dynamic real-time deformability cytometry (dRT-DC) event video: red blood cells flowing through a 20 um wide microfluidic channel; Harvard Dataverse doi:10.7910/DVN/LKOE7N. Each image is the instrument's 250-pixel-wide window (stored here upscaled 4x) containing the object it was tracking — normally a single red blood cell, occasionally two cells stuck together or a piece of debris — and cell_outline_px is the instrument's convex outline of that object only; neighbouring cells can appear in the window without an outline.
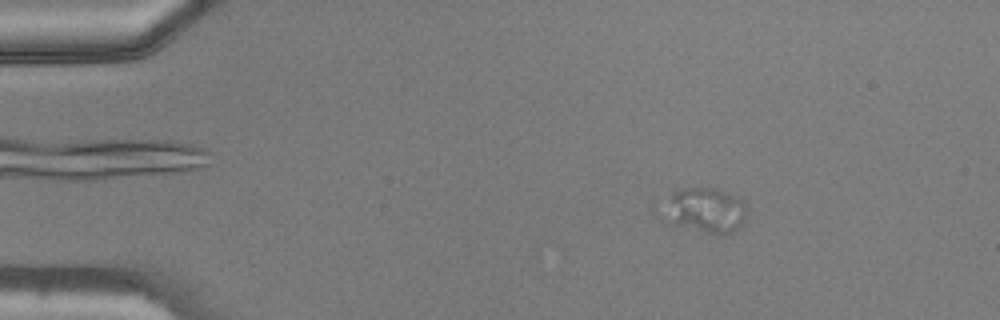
{"species": "common noctule bat (a hibernating species)", "species_latin": "Nyctalus noctula", "temperature_condition": "warm", "stored_images_in_passage": 41, "camera_frame_rate_fps": 3000, "um_per_image_px": 0.085, "animal": {"sex": "male", "body_mass_g": 20.5, "forearm_length_mm": 52.5}, "frame": {"image": 1, "passage_image": 1, "time_ms": 0.0, "image_size_px": [1000, 320], "cell_outline_px": [[748, 204], [744, 224], [740, 228], [728, 236], [716, 236], [660, 224], [672, 192], [676, 188], [716, 188], [740, 196]], "centroid_in_image_um": [59.97, 17.95], "position_along_channel_um": 25.0, "area_um2": 23.64}}
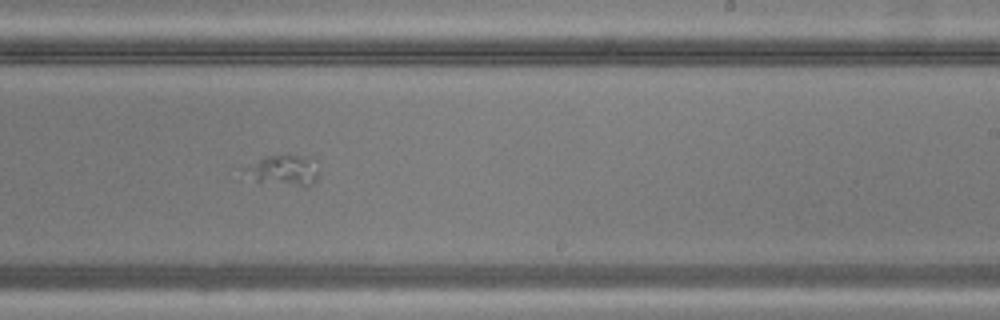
{"frame": {"image": 2, "passage_image": 23, "time_ms": 7.333, "image_size_px": [1000, 320], "cell_outline_px": [[316, 180], [308, 188], [236, 180], [240, 168], [264, 156], [312, 156], [316, 172]], "centroid_in_image_um": [23.84, 14.55], "position_along_channel_um": 265.2, "area_um2": 14.39}}
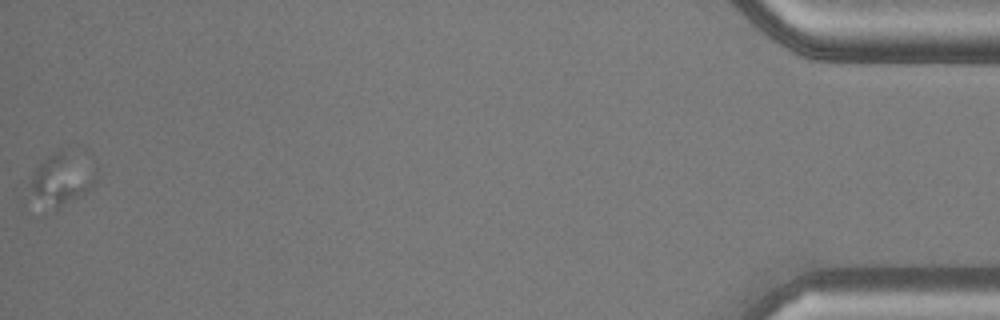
{"frame": {"image": 3, "passage_image": 41, "time_ms": 13.333, "image_size_px": [1000, 320], "cell_outline_px": [[96, 184], [84, 192], [56, 208], [36, 192], [32, 188], [32, 172], [48, 156], [60, 148], [96, 168]], "centroid_in_image_um": [5.33, 15.11], "position_along_channel_um": 429.9, "area_um2": 17.92}}